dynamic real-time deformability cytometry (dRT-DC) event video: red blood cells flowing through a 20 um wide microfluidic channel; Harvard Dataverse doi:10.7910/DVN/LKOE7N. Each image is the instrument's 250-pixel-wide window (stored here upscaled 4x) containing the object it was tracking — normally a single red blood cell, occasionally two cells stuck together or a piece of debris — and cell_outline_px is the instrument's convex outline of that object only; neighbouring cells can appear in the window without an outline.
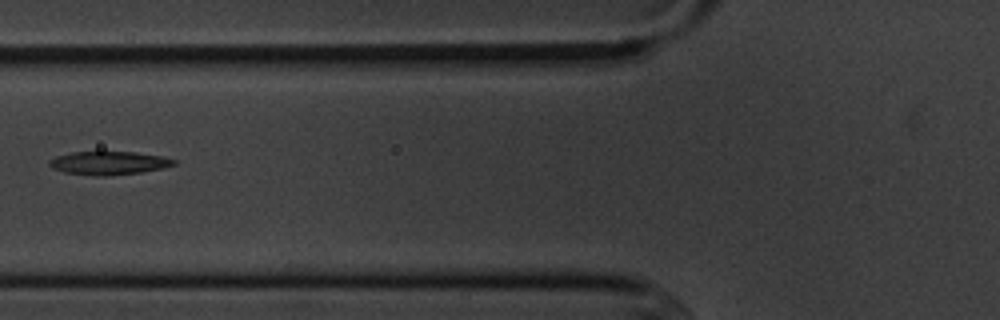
{"species": "common noctule bat (a hibernating species)", "species_latin": "Nyctalus noctula", "temperature_condition": "cold", "stored_images_in_passage": 5, "camera_frame_rate_fps": 3000, "um_per_image_px": 0.085, "animal": {"sex": "male", "body_mass_g": 20.1, "forearm_length_mm": 53.5}, "frame": {"image": 1, "passage_image": 5, "time_ms": 5.667, "image_size_px": [1000, 320], "cell_outline_px": [[176, 164], [164, 168], [140, 172], [104, 176], [96, 176], [64, 172], [52, 168], [48, 164], [48, 160], [56, 156], [72, 152], [136, 152], [160, 156], [176, 160]], "centroid_in_image_um": [9.22, 13.85], "position_along_channel_um": 116.6, "area_um2": 16.88}}